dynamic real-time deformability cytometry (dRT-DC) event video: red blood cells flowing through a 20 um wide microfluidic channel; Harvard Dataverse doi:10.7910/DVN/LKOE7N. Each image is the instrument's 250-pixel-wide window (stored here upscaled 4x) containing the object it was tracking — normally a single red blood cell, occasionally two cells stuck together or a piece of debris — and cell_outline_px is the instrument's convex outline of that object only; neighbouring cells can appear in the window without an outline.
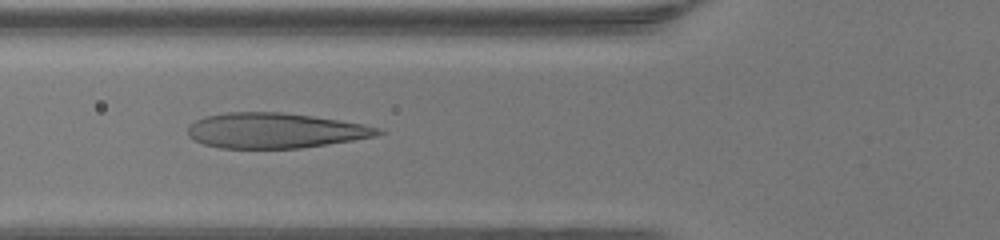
{"species": "human", "species_latin": "Homo sapiens", "temperature_condition": "warm", "stored_images_in_passage": 46, "camera_frame_rate_fps": 3000, "um_per_image_px": 0.085, "donor": {"sex": "female"}, "frame": {"image": 1, "passage_image": 16, "time_ms": 5.0, "image_size_px": [1000, 240], "cell_outline_px": [[388, 132], [376, 136], [328, 144], [300, 148], [220, 148], [204, 144], [188, 136], [188, 128], [196, 120], [204, 116], [224, 112], [280, 112], [312, 116], [364, 124]], "centroid_in_image_um": [23.37, 11.09], "position_along_channel_um": 102.4, "area_um2": 38.9}}
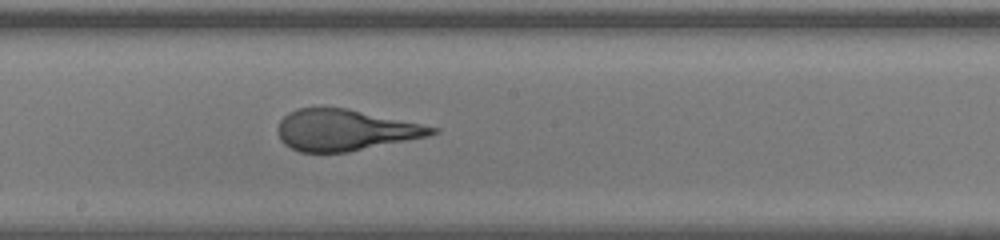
{"frame": {"image": 2, "passage_image": 24, "time_ms": 7.667, "image_size_px": [1000, 240], "cell_outline_px": [[440, 132], [428, 136], [348, 152], [300, 152], [284, 144], [280, 140], [276, 128], [280, 120], [288, 112], [296, 108], [348, 108], [440, 128]], "centroid_in_image_um": [29.31, 11.05], "position_along_channel_um": 218.9, "area_um2": 36.99}}
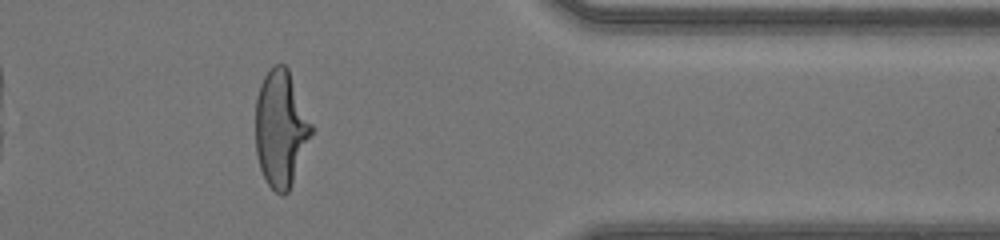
{"frame": {"image": 3, "passage_image": 37, "time_ms": 12.0, "image_size_px": [1000, 240], "cell_outline_px": [[312, 132], [292, 184], [288, 192], [284, 196], [280, 196], [268, 184], [260, 168], [256, 152], [256, 96], [260, 84], [264, 76], [272, 64], [284, 64], [288, 68], [312, 124]], "centroid_in_image_um": [23.85, 10.92], "position_along_channel_um": 387.5, "area_um2": 37.74}, "authors_computed_cell_mechanics": {"area_um2": 38.9861, "velocity_mm_per_s": 4.3857, "shape_relaxation_time_tau1_ms": 10.5938, "shape_relaxation_time_tau2_ms": 0.6332, "deformation_change_tau1": 0.4526, "deformation_change_tau2": 0.0961}}